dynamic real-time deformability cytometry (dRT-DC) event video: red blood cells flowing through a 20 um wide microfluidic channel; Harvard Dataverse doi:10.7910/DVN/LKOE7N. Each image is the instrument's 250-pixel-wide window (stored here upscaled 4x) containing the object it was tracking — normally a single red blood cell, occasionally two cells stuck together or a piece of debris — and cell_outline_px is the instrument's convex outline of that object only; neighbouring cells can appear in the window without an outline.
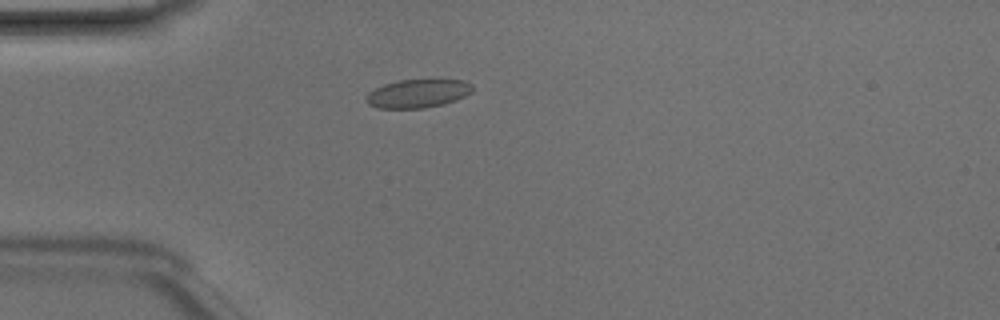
{"species": "Egyptian fruit bat (a non-hibernating species)", "species_latin": "Rousettus aegyptiacus", "temperature_condition": "room temperature", "stored_images_in_passage": 32, "camera_frame_rate_fps": 3000, "um_per_image_px": 0.085, "animal": {"sex": "male"}, "frame": {"image": 1, "passage_image": 1, "time_ms": 0.0, "image_size_px": [1000, 320], "cell_outline_px": [[472, 92], [456, 100], [444, 104], [424, 108], [376, 108], [368, 104], [364, 100], [368, 92], [384, 84], [400, 80], [440, 76], [464, 80], [472, 84]], "centroid_in_image_um": [35.56, 7.89], "position_along_channel_um": 49.4, "area_um2": 18.55}}
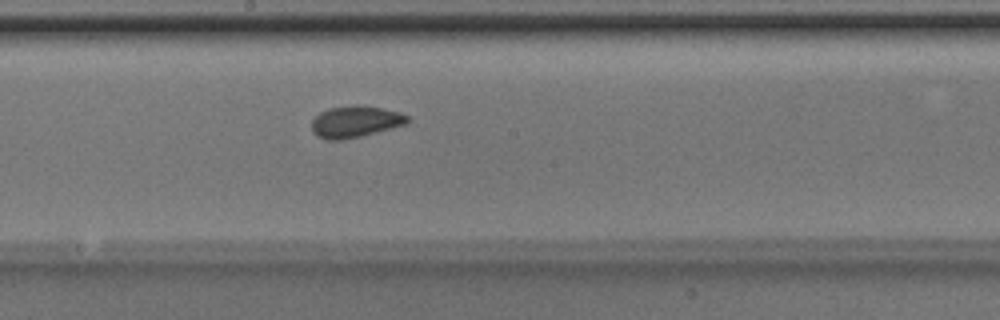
{"frame": {"image": 2, "passage_image": 14, "time_ms": 4.333, "image_size_px": [1000, 320], "cell_outline_px": [[412, 120], [408, 124], [360, 136], [340, 140], [324, 140], [316, 136], [312, 132], [312, 120], [320, 112], [328, 108], [356, 104], [380, 108], [400, 112], [408, 116]], "centroid_in_image_um": [30.2, 10.34], "position_along_channel_um": 218.0, "area_um2": 17.8}}
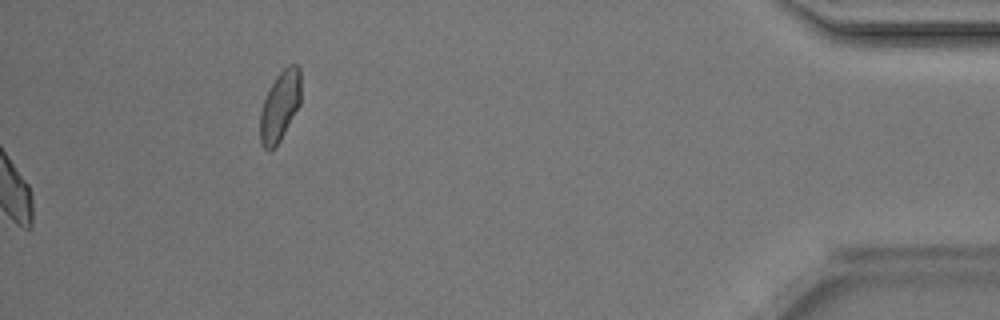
{"frame": {"image": 3, "passage_image": 32, "time_ms": 10.333, "image_size_px": [1000, 320], "cell_outline_px": [[300, 104], [280, 140], [272, 152], [268, 152], [260, 144], [260, 112], [264, 100], [276, 76], [288, 64], [296, 64], [300, 68]], "centroid_in_image_um": [23.78, 9.05], "position_along_channel_um": 411.4, "area_um2": 16.65}, "authors_computed_cell_mechanics": {"area_um2": 17.5423, "velocity_mm_per_s": 4.1906, "shape_relaxation_time_tau1_ms": 4.5287, "shape_relaxation_time_tau2_ms": 1.0144, "deformation_change_tau1": 0.0762, "deformation_change_tau2": 0.0546}}